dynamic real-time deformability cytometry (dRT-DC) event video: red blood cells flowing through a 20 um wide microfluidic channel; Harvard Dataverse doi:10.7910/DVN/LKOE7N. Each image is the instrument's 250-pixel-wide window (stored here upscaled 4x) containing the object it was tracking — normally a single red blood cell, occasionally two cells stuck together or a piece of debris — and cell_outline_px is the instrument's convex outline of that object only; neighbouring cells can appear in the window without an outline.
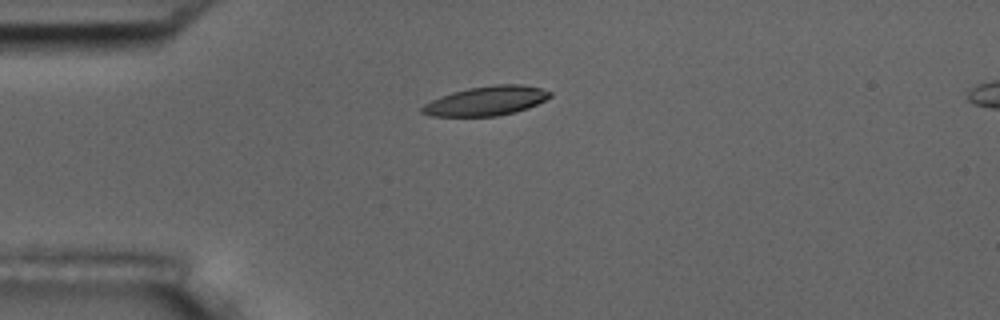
{"species": "common noctule bat (a hibernating species)", "species_latin": "Nyctalus noctula", "temperature_condition": "room temperature", "stored_images_in_passage": 13, "camera_frame_rate_fps": 3000, "um_per_image_px": 0.085, "animal": {"sex": "male", "body_mass_g": 17.5, "forearm_length_mm": 52.3}, "frame": {"image": 1, "passage_image": 4, "time_ms": 4.333, "image_size_px": [1000, 320], "cell_outline_px": [[552, 96], [528, 108], [516, 112], [496, 116], [432, 116], [420, 112], [420, 108], [424, 104], [440, 96], [452, 92], [468, 88], [496, 84], [520, 84], [540, 88], [552, 92]], "centroid_in_image_um": [41.32, 8.57], "position_along_channel_um": 43.7, "area_um2": 21.85}}
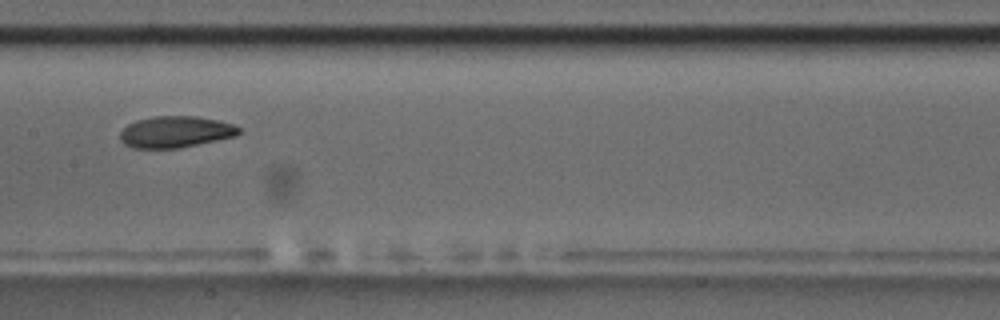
{"frame": {"image": 2, "passage_image": 8, "time_ms": 9.0, "image_size_px": [1000, 320], "cell_outline_px": [[240, 132], [236, 136], [180, 148], [132, 148], [124, 144], [120, 140], [120, 132], [128, 124], [136, 120], [156, 116], [196, 116], [220, 120], [232, 124], [240, 128]], "centroid_in_image_um": [14.91, 11.21], "position_along_channel_um": 192.5, "area_um2": 21.85}}
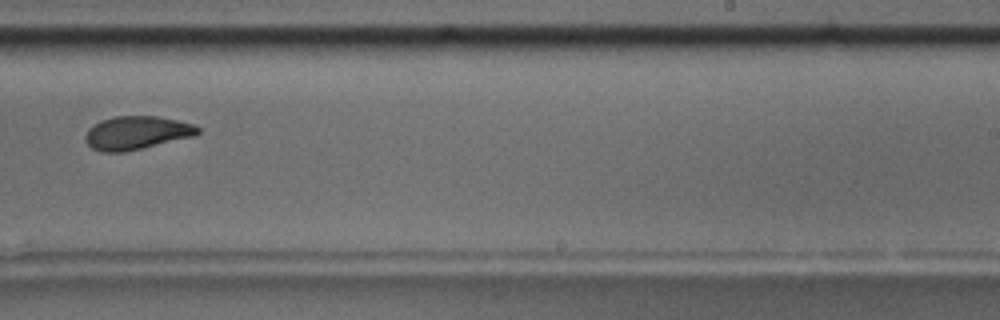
{"frame": {"image": 3, "passage_image": 10, "time_ms": 11.333, "image_size_px": [1000, 320], "cell_outline_px": [[200, 132], [196, 136], [124, 152], [100, 152], [92, 148], [84, 140], [84, 136], [88, 128], [100, 120], [112, 116], [156, 116], [176, 120], [192, 124], [200, 128]], "centroid_in_image_um": [11.58, 11.29], "position_along_channel_um": 277.4, "area_um2": 22.02}, "authors_computed_cell_mechanics": {"area_um2": 22.1952, "velocity_mm_per_s": 3.6432, "shape_relaxation_time_tau1_ms": 5.3213, "shape_relaxation_time_tau2_ms": null, "deformation_change_tau1": 0.136, "deformation_change_tau2": null}}